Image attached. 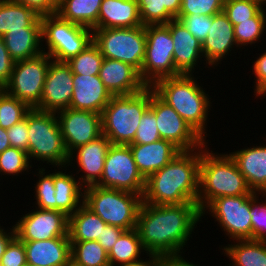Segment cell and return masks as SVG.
<instances>
[{"instance_id":"6da1fadb","label":"cell","mask_w":266,"mask_h":266,"mask_svg":"<svg viewBox=\"0 0 266 266\" xmlns=\"http://www.w3.org/2000/svg\"><path fill=\"white\" fill-rule=\"evenodd\" d=\"M201 218L194 202L172 205L142 202L135 229L147 254L176 255L182 254Z\"/></svg>"},{"instance_id":"7a4b0ae2","label":"cell","mask_w":266,"mask_h":266,"mask_svg":"<svg viewBox=\"0 0 266 266\" xmlns=\"http://www.w3.org/2000/svg\"><path fill=\"white\" fill-rule=\"evenodd\" d=\"M200 161L201 147L181 151L146 180L142 202L152 205L194 202L198 205Z\"/></svg>"},{"instance_id":"3957f363","label":"cell","mask_w":266,"mask_h":266,"mask_svg":"<svg viewBox=\"0 0 266 266\" xmlns=\"http://www.w3.org/2000/svg\"><path fill=\"white\" fill-rule=\"evenodd\" d=\"M152 88L207 142L206 126L210 114L208 112L211 110V97L199 85L193 74L160 79Z\"/></svg>"},{"instance_id":"277c9868","label":"cell","mask_w":266,"mask_h":266,"mask_svg":"<svg viewBox=\"0 0 266 266\" xmlns=\"http://www.w3.org/2000/svg\"><path fill=\"white\" fill-rule=\"evenodd\" d=\"M208 142L201 147L198 208L202 212L214 199L224 196L252 195L245 177L228 154L209 151Z\"/></svg>"},{"instance_id":"5b68a950","label":"cell","mask_w":266,"mask_h":266,"mask_svg":"<svg viewBox=\"0 0 266 266\" xmlns=\"http://www.w3.org/2000/svg\"><path fill=\"white\" fill-rule=\"evenodd\" d=\"M149 105L150 87L131 95L112 96L101 113L102 134L111 144H131Z\"/></svg>"},{"instance_id":"8992f818","label":"cell","mask_w":266,"mask_h":266,"mask_svg":"<svg viewBox=\"0 0 266 266\" xmlns=\"http://www.w3.org/2000/svg\"><path fill=\"white\" fill-rule=\"evenodd\" d=\"M30 162L41 161L52 167L61 169L68 166L69 153L65 147L63 136L55 112H43L35 108L28 112ZM50 163V164H49ZM67 164V165H66Z\"/></svg>"},{"instance_id":"52a82bcc","label":"cell","mask_w":266,"mask_h":266,"mask_svg":"<svg viewBox=\"0 0 266 266\" xmlns=\"http://www.w3.org/2000/svg\"><path fill=\"white\" fill-rule=\"evenodd\" d=\"M143 198L141 195L97 185L84 188L83 204L97 214L107 225L125 229L136 228L137 216Z\"/></svg>"},{"instance_id":"ba28073f","label":"cell","mask_w":266,"mask_h":266,"mask_svg":"<svg viewBox=\"0 0 266 266\" xmlns=\"http://www.w3.org/2000/svg\"><path fill=\"white\" fill-rule=\"evenodd\" d=\"M41 25L42 42L47 46L42 45L43 52L54 61L67 62L92 42V29L63 20L57 14L41 16Z\"/></svg>"},{"instance_id":"9c48e42d","label":"cell","mask_w":266,"mask_h":266,"mask_svg":"<svg viewBox=\"0 0 266 266\" xmlns=\"http://www.w3.org/2000/svg\"><path fill=\"white\" fill-rule=\"evenodd\" d=\"M92 41L104 58L128 63L141 71L146 50L144 25L132 28L94 29Z\"/></svg>"},{"instance_id":"30bf717a","label":"cell","mask_w":266,"mask_h":266,"mask_svg":"<svg viewBox=\"0 0 266 266\" xmlns=\"http://www.w3.org/2000/svg\"><path fill=\"white\" fill-rule=\"evenodd\" d=\"M146 50L140 77L147 87L158 80L181 75L176 69L174 44L170 29L166 24L145 25Z\"/></svg>"},{"instance_id":"8fae6325","label":"cell","mask_w":266,"mask_h":266,"mask_svg":"<svg viewBox=\"0 0 266 266\" xmlns=\"http://www.w3.org/2000/svg\"><path fill=\"white\" fill-rule=\"evenodd\" d=\"M259 195L261 193L254 192L252 195L218 197L201 212V217L209 211L231 240L252 239L250 209Z\"/></svg>"},{"instance_id":"7c38bea8","label":"cell","mask_w":266,"mask_h":266,"mask_svg":"<svg viewBox=\"0 0 266 266\" xmlns=\"http://www.w3.org/2000/svg\"><path fill=\"white\" fill-rule=\"evenodd\" d=\"M51 61L52 58L42 52L36 57L15 62L9 82L4 86V91L25 102L31 109L36 108L41 101Z\"/></svg>"},{"instance_id":"4fadbf2b","label":"cell","mask_w":266,"mask_h":266,"mask_svg":"<svg viewBox=\"0 0 266 266\" xmlns=\"http://www.w3.org/2000/svg\"><path fill=\"white\" fill-rule=\"evenodd\" d=\"M96 185L132 192L143 197L146 180L137 169L129 145H110L105 157L103 174Z\"/></svg>"},{"instance_id":"5bb4252c","label":"cell","mask_w":266,"mask_h":266,"mask_svg":"<svg viewBox=\"0 0 266 266\" xmlns=\"http://www.w3.org/2000/svg\"><path fill=\"white\" fill-rule=\"evenodd\" d=\"M156 116L160 138L171 142L180 151H192L206 142L192 127L150 87V105Z\"/></svg>"},{"instance_id":"9a60e30c","label":"cell","mask_w":266,"mask_h":266,"mask_svg":"<svg viewBox=\"0 0 266 266\" xmlns=\"http://www.w3.org/2000/svg\"><path fill=\"white\" fill-rule=\"evenodd\" d=\"M34 210V211H33ZM14 224L21 241H40L55 237H69V217L58 210L33 209Z\"/></svg>"},{"instance_id":"2e32d148","label":"cell","mask_w":266,"mask_h":266,"mask_svg":"<svg viewBox=\"0 0 266 266\" xmlns=\"http://www.w3.org/2000/svg\"><path fill=\"white\" fill-rule=\"evenodd\" d=\"M56 116L69 154L102 135L101 114L67 108L56 112Z\"/></svg>"},{"instance_id":"e0dca14e","label":"cell","mask_w":266,"mask_h":266,"mask_svg":"<svg viewBox=\"0 0 266 266\" xmlns=\"http://www.w3.org/2000/svg\"><path fill=\"white\" fill-rule=\"evenodd\" d=\"M73 89L71 67L66 62L52 60L48 66L40 104L35 109L56 113L69 108Z\"/></svg>"},{"instance_id":"ac0fdd59","label":"cell","mask_w":266,"mask_h":266,"mask_svg":"<svg viewBox=\"0 0 266 266\" xmlns=\"http://www.w3.org/2000/svg\"><path fill=\"white\" fill-rule=\"evenodd\" d=\"M110 145V140L102 134L95 140L77 147L69 154L68 167L70 165L72 168H75L73 167L75 163L72 161L75 162L76 159L78 163L76 165L80 168L75 175L79 174V172L85 173L80 174L81 177H78L79 182L84 188L96 185L100 181L104 170L106 153Z\"/></svg>"},{"instance_id":"d6986e66","label":"cell","mask_w":266,"mask_h":266,"mask_svg":"<svg viewBox=\"0 0 266 266\" xmlns=\"http://www.w3.org/2000/svg\"><path fill=\"white\" fill-rule=\"evenodd\" d=\"M202 43L204 61L208 66H218L232 49L239 48L236 43L234 25L222 11L212 16V25ZM236 46V47H235Z\"/></svg>"},{"instance_id":"ffe728a7","label":"cell","mask_w":266,"mask_h":266,"mask_svg":"<svg viewBox=\"0 0 266 266\" xmlns=\"http://www.w3.org/2000/svg\"><path fill=\"white\" fill-rule=\"evenodd\" d=\"M98 76L112 96L135 94L147 87L135 67L115 59L104 58Z\"/></svg>"},{"instance_id":"44dd1931","label":"cell","mask_w":266,"mask_h":266,"mask_svg":"<svg viewBox=\"0 0 266 266\" xmlns=\"http://www.w3.org/2000/svg\"><path fill=\"white\" fill-rule=\"evenodd\" d=\"M166 25L170 29L174 44L173 58L176 69L181 74H193L199 60L201 62V59H204L201 41L194 37L180 20H171Z\"/></svg>"},{"instance_id":"7402d4cb","label":"cell","mask_w":266,"mask_h":266,"mask_svg":"<svg viewBox=\"0 0 266 266\" xmlns=\"http://www.w3.org/2000/svg\"><path fill=\"white\" fill-rule=\"evenodd\" d=\"M73 96L70 107L101 114L112 95L98 75L73 74Z\"/></svg>"},{"instance_id":"603a6c76","label":"cell","mask_w":266,"mask_h":266,"mask_svg":"<svg viewBox=\"0 0 266 266\" xmlns=\"http://www.w3.org/2000/svg\"><path fill=\"white\" fill-rule=\"evenodd\" d=\"M27 266H66L71 261L69 237L23 241Z\"/></svg>"},{"instance_id":"cb8c5ba5","label":"cell","mask_w":266,"mask_h":266,"mask_svg":"<svg viewBox=\"0 0 266 266\" xmlns=\"http://www.w3.org/2000/svg\"><path fill=\"white\" fill-rule=\"evenodd\" d=\"M137 169L145 180L162 169L181 151L164 139L151 144H129Z\"/></svg>"},{"instance_id":"d4e9b609","label":"cell","mask_w":266,"mask_h":266,"mask_svg":"<svg viewBox=\"0 0 266 266\" xmlns=\"http://www.w3.org/2000/svg\"><path fill=\"white\" fill-rule=\"evenodd\" d=\"M229 155L245 177L249 188L255 193L266 194V145L247 146Z\"/></svg>"},{"instance_id":"484cf974","label":"cell","mask_w":266,"mask_h":266,"mask_svg":"<svg viewBox=\"0 0 266 266\" xmlns=\"http://www.w3.org/2000/svg\"><path fill=\"white\" fill-rule=\"evenodd\" d=\"M142 25L137 0H102L98 28H132Z\"/></svg>"},{"instance_id":"4316f807","label":"cell","mask_w":266,"mask_h":266,"mask_svg":"<svg viewBox=\"0 0 266 266\" xmlns=\"http://www.w3.org/2000/svg\"><path fill=\"white\" fill-rule=\"evenodd\" d=\"M2 37L10 57L15 62L36 57L43 52L42 27L9 30Z\"/></svg>"},{"instance_id":"83f0119b","label":"cell","mask_w":266,"mask_h":266,"mask_svg":"<svg viewBox=\"0 0 266 266\" xmlns=\"http://www.w3.org/2000/svg\"><path fill=\"white\" fill-rule=\"evenodd\" d=\"M54 168L53 182L55 185V210L61 211L68 217L76 212L83 204L84 187L74 174L63 173L60 167Z\"/></svg>"},{"instance_id":"f1b7e54d","label":"cell","mask_w":266,"mask_h":266,"mask_svg":"<svg viewBox=\"0 0 266 266\" xmlns=\"http://www.w3.org/2000/svg\"><path fill=\"white\" fill-rule=\"evenodd\" d=\"M102 0H59L56 14L63 20L98 29V16Z\"/></svg>"},{"instance_id":"f546056e","label":"cell","mask_w":266,"mask_h":266,"mask_svg":"<svg viewBox=\"0 0 266 266\" xmlns=\"http://www.w3.org/2000/svg\"><path fill=\"white\" fill-rule=\"evenodd\" d=\"M107 224L84 204L69 216L70 242L97 241Z\"/></svg>"},{"instance_id":"4dcf8cb0","label":"cell","mask_w":266,"mask_h":266,"mask_svg":"<svg viewBox=\"0 0 266 266\" xmlns=\"http://www.w3.org/2000/svg\"><path fill=\"white\" fill-rule=\"evenodd\" d=\"M233 242L221 249L224 256L231 259L229 266H266V241L245 239Z\"/></svg>"},{"instance_id":"1f68e13d","label":"cell","mask_w":266,"mask_h":266,"mask_svg":"<svg viewBox=\"0 0 266 266\" xmlns=\"http://www.w3.org/2000/svg\"><path fill=\"white\" fill-rule=\"evenodd\" d=\"M23 27H42L41 16L24 4L0 0V37Z\"/></svg>"},{"instance_id":"d6a6232c","label":"cell","mask_w":266,"mask_h":266,"mask_svg":"<svg viewBox=\"0 0 266 266\" xmlns=\"http://www.w3.org/2000/svg\"><path fill=\"white\" fill-rule=\"evenodd\" d=\"M145 252L136 229L125 231L108 253L110 266H123L141 260Z\"/></svg>"},{"instance_id":"836d02e7","label":"cell","mask_w":266,"mask_h":266,"mask_svg":"<svg viewBox=\"0 0 266 266\" xmlns=\"http://www.w3.org/2000/svg\"><path fill=\"white\" fill-rule=\"evenodd\" d=\"M71 261L79 266H110L108 252L98 241L71 242Z\"/></svg>"},{"instance_id":"e575fe53","label":"cell","mask_w":266,"mask_h":266,"mask_svg":"<svg viewBox=\"0 0 266 266\" xmlns=\"http://www.w3.org/2000/svg\"><path fill=\"white\" fill-rule=\"evenodd\" d=\"M266 9H261L250 21H244L234 25L236 43L240 49L242 46L259 43L266 31Z\"/></svg>"},{"instance_id":"d590c367","label":"cell","mask_w":266,"mask_h":266,"mask_svg":"<svg viewBox=\"0 0 266 266\" xmlns=\"http://www.w3.org/2000/svg\"><path fill=\"white\" fill-rule=\"evenodd\" d=\"M104 57L93 41L77 56L66 63L71 67L73 74L98 75Z\"/></svg>"},{"instance_id":"8d00e7d4","label":"cell","mask_w":266,"mask_h":266,"mask_svg":"<svg viewBox=\"0 0 266 266\" xmlns=\"http://www.w3.org/2000/svg\"><path fill=\"white\" fill-rule=\"evenodd\" d=\"M31 108L23 101L4 92L0 96V127L11 128L25 118Z\"/></svg>"},{"instance_id":"74e56055","label":"cell","mask_w":266,"mask_h":266,"mask_svg":"<svg viewBox=\"0 0 266 266\" xmlns=\"http://www.w3.org/2000/svg\"><path fill=\"white\" fill-rule=\"evenodd\" d=\"M33 163L30 162L26 151L9 147L2 153H0V174L1 175H13L17 176L26 171L29 172L32 169Z\"/></svg>"},{"instance_id":"f35d334b","label":"cell","mask_w":266,"mask_h":266,"mask_svg":"<svg viewBox=\"0 0 266 266\" xmlns=\"http://www.w3.org/2000/svg\"><path fill=\"white\" fill-rule=\"evenodd\" d=\"M39 180L35 186V206L38 209L55 210V185L53 182V173H47L44 167H38ZM46 171V172H45ZM47 173V174H46ZM46 174V175H45Z\"/></svg>"},{"instance_id":"ab89813d","label":"cell","mask_w":266,"mask_h":266,"mask_svg":"<svg viewBox=\"0 0 266 266\" xmlns=\"http://www.w3.org/2000/svg\"><path fill=\"white\" fill-rule=\"evenodd\" d=\"M261 9L256 0H224L223 12L233 25H237L250 21Z\"/></svg>"},{"instance_id":"60d3db41","label":"cell","mask_w":266,"mask_h":266,"mask_svg":"<svg viewBox=\"0 0 266 266\" xmlns=\"http://www.w3.org/2000/svg\"><path fill=\"white\" fill-rule=\"evenodd\" d=\"M139 16L142 24H167L175 17L162 7V0H137Z\"/></svg>"},{"instance_id":"b9f144b4","label":"cell","mask_w":266,"mask_h":266,"mask_svg":"<svg viewBox=\"0 0 266 266\" xmlns=\"http://www.w3.org/2000/svg\"><path fill=\"white\" fill-rule=\"evenodd\" d=\"M160 139L156 124V116L152 109L148 107L140 119L134 140L131 144H151Z\"/></svg>"},{"instance_id":"7bdbcfd3","label":"cell","mask_w":266,"mask_h":266,"mask_svg":"<svg viewBox=\"0 0 266 266\" xmlns=\"http://www.w3.org/2000/svg\"><path fill=\"white\" fill-rule=\"evenodd\" d=\"M224 0H182L178 15L214 16L223 11Z\"/></svg>"},{"instance_id":"ee69618b","label":"cell","mask_w":266,"mask_h":266,"mask_svg":"<svg viewBox=\"0 0 266 266\" xmlns=\"http://www.w3.org/2000/svg\"><path fill=\"white\" fill-rule=\"evenodd\" d=\"M261 196L265 197L264 201L260 199L263 203L259 200L260 196L251 203L252 239L266 241V194Z\"/></svg>"},{"instance_id":"f6af8a7d","label":"cell","mask_w":266,"mask_h":266,"mask_svg":"<svg viewBox=\"0 0 266 266\" xmlns=\"http://www.w3.org/2000/svg\"><path fill=\"white\" fill-rule=\"evenodd\" d=\"M175 19L180 20L187 30L198 40L203 42L207 37L212 25V16L205 15H178Z\"/></svg>"},{"instance_id":"bcb514c9","label":"cell","mask_w":266,"mask_h":266,"mask_svg":"<svg viewBox=\"0 0 266 266\" xmlns=\"http://www.w3.org/2000/svg\"><path fill=\"white\" fill-rule=\"evenodd\" d=\"M0 266H27L25 246L17 236L7 245Z\"/></svg>"},{"instance_id":"7dc6e473","label":"cell","mask_w":266,"mask_h":266,"mask_svg":"<svg viewBox=\"0 0 266 266\" xmlns=\"http://www.w3.org/2000/svg\"><path fill=\"white\" fill-rule=\"evenodd\" d=\"M7 134L11 147L19 148L27 152L29 150L28 113L24 119L7 129Z\"/></svg>"},{"instance_id":"c3c4849f","label":"cell","mask_w":266,"mask_h":266,"mask_svg":"<svg viewBox=\"0 0 266 266\" xmlns=\"http://www.w3.org/2000/svg\"><path fill=\"white\" fill-rule=\"evenodd\" d=\"M252 71L254 74V93L257 97L266 95V51L263 54H259L256 61L252 62Z\"/></svg>"},{"instance_id":"681fc988","label":"cell","mask_w":266,"mask_h":266,"mask_svg":"<svg viewBox=\"0 0 266 266\" xmlns=\"http://www.w3.org/2000/svg\"><path fill=\"white\" fill-rule=\"evenodd\" d=\"M11 3H21L33 9L38 15L56 14L59 0H6Z\"/></svg>"},{"instance_id":"f907efd6","label":"cell","mask_w":266,"mask_h":266,"mask_svg":"<svg viewBox=\"0 0 266 266\" xmlns=\"http://www.w3.org/2000/svg\"><path fill=\"white\" fill-rule=\"evenodd\" d=\"M15 61L10 57L3 37H0V86L4 87L10 79Z\"/></svg>"},{"instance_id":"816d5d0a","label":"cell","mask_w":266,"mask_h":266,"mask_svg":"<svg viewBox=\"0 0 266 266\" xmlns=\"http://www.w3.org/2000/svg\"><path fill=\"white\" fill-rule=\"evenodd\" d=\"M125 229L120 227L106 225L103 228L101 236L98 238L99 244L109 253L117 239L125 232Z\"/></svg>"},{"instance_id":"f5cc1de1","label":"cell","mask_w":266,"mask_h":266,"mask_svg":"<svg viewBox=\"0 0 266 266\" xmlns=\"http://www.w3.org/2000/svg\"><path fill=\"white\" fill-rule=\"evenodd\" d=\"M181 255L158 256V266H199L198 264L189 262L187 259L185 260Z\"/></svg>"},{"instance_id":"db71d44e","label":"cell","mask_w":266,"mask_h":266,"mask_svg":"<svg viewBox=\"0 0 266 266\" xmlns=\"http://www.w3.org/2000/svg\"><path fill=\"white\" fill-rule=\"evenodd\" d=\"M2 227L3 226H1V224H0V259L2 258L9 242L16 236L14 225L10 226V227H12V228H9L10 232L8 230H6L4 227L3 228Z\"/></svg>"},{"instance_id":"11a10c76","label":"cell","mask_w":266,"mask_h":266,"mask_svg":"<svg viewBox=\"0 0 266 266\" xmlns=\"http://www.w3.org/2000/svg\"><path fill=\"white\" fill-rule=\"evenodd\" d=\"M182 0H162V7H165L175 18L181 9Z\"/></svg>"},{"instance_id":"9f6ffc18","label":"cell","mask_w":266,"mask_h":266,"mask_svg":"<svg viewBox=\"0 0 266 266\" xmlns=\"http://www.w3.org/2000/svg\"><path fill=\"white\" fill-rule=\"evenodd\" d=\"M149 257L147 260L141 259L123 266H158V256L146 254Z\"/></svg>"},{"instance_id":"6f0895ef","label":"cell","mask_w":266,"mask_h":266,"mask_svg":"<svg viewBox=\"0 0 266 266\" xmlns=\"http://www.w3.org/2000/svg\"><path fill=\"white\" fill-rule=\"evenodd\" d=\"M11 147L7 129L0 127V153Z\"/></svg>"},{"instance_id":"680465c9","label":"cell","mask_w":266,"mask_h":266,"mask_svg":"<svg viewBox=\"0 0 266 266\" xmlns=\"http://www.w3.org/2000/svg\"><path fill=\"white\" fill-rule=\"evenodd\" d=\"M262 9H266V0H256Z\"/></svg>"},{"instance_id":"91938a15","label":"cell","mask_w":266,"mask_h":266,"mask_svg":"<svg viewBox=\"0 0 266 266\" xmlns=\"http://www.w3.org/2000/svg\"><path fill=\"white\" fill-rule=\"evenodd\" d=\"M66 266H79V265L75 264L73 261H70Z\"/></svg>"},{"instance_id":"94428289","label":"cell","mask_w":266,"mask_h":266,"mask_svg":"<svg viewBox=\"0 0 266 266\" xmlns=\"http://www.w3.org/2000/svg\"><path fill=\"white\" fill-rule=\"evenodd\" d=\"M5 91H4V87H1L0 86V96L4 93Z\"/></svg>"}]
</instances>
